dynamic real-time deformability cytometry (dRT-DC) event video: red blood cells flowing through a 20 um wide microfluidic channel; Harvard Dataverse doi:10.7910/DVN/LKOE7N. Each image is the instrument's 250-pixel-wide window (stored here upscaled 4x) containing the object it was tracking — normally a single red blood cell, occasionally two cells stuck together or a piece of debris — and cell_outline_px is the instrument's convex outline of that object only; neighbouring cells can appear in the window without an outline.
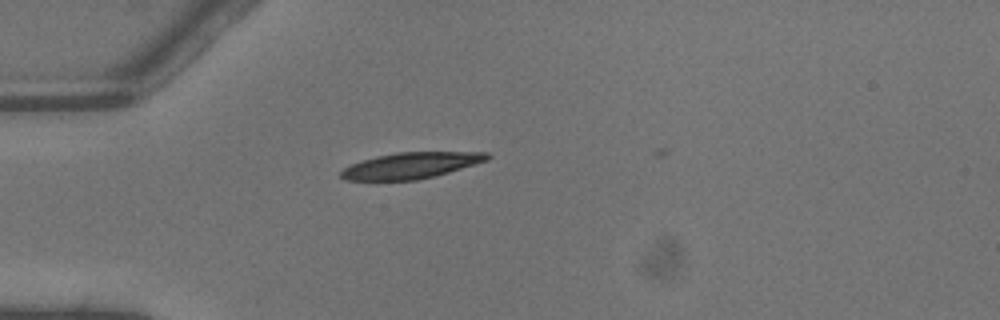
{"species": "common noctule bat (a hibernating species)", "species_latin": "Nyctalus noctula", "temperature_condition": "warm", "stored_images_in_passage": 4, "camera_frame_rate_fps": 3000, "um_per_image_px": 0.085, "animal": {"sex": "male", "body_mass_g": 13.3}, "frame": {"image": 1, "passage_image": 4, "time_ms": 1.0, "image_size_px": [1000, 320], "cell_outline_px": [[492, 156], [488, 160], [436, 176], [416, 180], [344, 180], [340, 176], [340, 172], [344, 168], [352, 164], [376, 156], [396, 152], [488, 152]], "centroid_in_image_um": [34.95, 14.06], "position_along_channel_um": 50.0, "area_um2": 22.2}}